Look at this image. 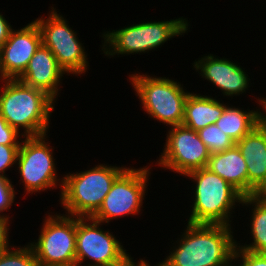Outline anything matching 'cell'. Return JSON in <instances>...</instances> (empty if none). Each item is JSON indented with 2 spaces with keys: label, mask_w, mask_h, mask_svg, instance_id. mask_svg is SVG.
Listing matches in <instances>:
<instances>
[{
  "label": "cell",
  "mask_w": 266,
  "mask_h": 266,
  "mask_svg": "<svg viewBox=\"0 0 266 266\" xmlns=\"http://www.w3.org/2000/svg\"><path fill=\"white\" fill-rule=\"evenodd\" d=\"M186 227L162 260L164 266H221L234 257L237 240L232 227L189 222Z\"/></svg>",
  "instance_id": "cell-1"
},
{
  "label": "cell",
  "mask_w": 266,
  "mask_h": 266,
  "mask_svg": "<svg viewBox=\"0 0 266 266\" xmlns=\"http://www.w3.org/2000/svg\"><path fill=\"white\" fill-rule=\"evenodd\" d=\"M0 114L23 137L47 134L55 100L18 79L0 80ZM4 82V83H3ZM21 130V132H20Z\"/></svg>",
  "instance_id": "cell-2"
},
{
  "label": "cell",
  "mask_w": 266,
  "mask_h": 266,
  "mask_svg": "<svg viewBox=\"0 0 266 266\" xmlns=\"http://www.w3.org/2000/svg\"><path fill=\"white\" fill-rule=\"evenodd\" d=\"M194 183L191 214L187 222L193 224H220L231 227L232 209L241 204L243 196L219 175L206 167L186 175ZM237 203H239L237 205Z\"/></svg>",
  "instance_id": "cell-3"
},
{
  "label": "cell",
  "mask_w": 266,
  "mask_h": 266,
  "mask_svg": "<svg viewBox=\"0 0 266 266\" xmlns=\"http://www.w3.org/2000/svg\"><path fill=\"white\" fill-rule=\"evenodd\" d=\"M122 166L100 163L86 171L63 175L59 202L65 214L92 217L103 204L116 178L127 168Z\"/></svg>",
  "instance_id": "cell-4"
},
{
  "label": "cell",
  "mask_w": 266,
  "mask_h": 266,
  "mask_svg": "<svg viewBox=\"0 0 266 266\" xmlns=\"http://www.w3.org/2000/svg\"><path fill=\"white\" fill-rule=\"evenodd\" d=\"M187 18H177L164 21H148L132 24L118 30L104 31L101 35V50L105 56L130 55L146 53L160 48L171 38L188 33ZM160 46V47H159Z\"/></svg>",
  "instance_id": "cell-5"
},
{
  "label": "cell",
  "mask_w": 266,
  "mask_h": 266,
  "mask_svg": "<svg viewBox=\"0 0 266 266\" xmlns=\"http://www.w3.org/2000/svg\"><path fill=\"white\" fill-rule=\"evenodd\" d=\"M143 110L169 127L181 125L184 118V105L190 91H185L179 82L169 77L149 76L146 73L129 75Z\"/></svg>",
  "instance_id": "cell-6"
},
{
  "label": "cell",
  "mask_w": 266,
  "mask_h": 266,
  "mask_svg": "<svg viewBox=\"0 0 266 266\" xmlns=\"http://www.w3.org/2000/svg\"><path fill=\"white\" fill-rule=\"evenodd\" d=\"M51 9L48 17L41 16L34 20L40 30L42 45L52 52L66 75L81 76L89 68L83 43L63 15L53 7Z\"/></svg>",
  "instance_id": "cell-7"
},
{
  "label": "cell",
  "mask_w": 266,
  "mask_h": 266,
  "mask_svg": "<svg viewBox=\"0 0 266 266\" xmlns=\"http://www.w3.org/2000/svg\"><path fill=\"white\" fill-rule=\"evenodd\" d=\"M47 135L23 137L21 141L16 166L28 195L57 186L62 189L63 176L61 179L57 178L53 148L46 142L49 140L46 139L49 137Z\"/></svg>",
  "instance_id": "cell-8"
},
{
  "label": "cell",
  "mask_w": 266,
  "mask_h": 266,
  "mask_svg": "<svg viewBox=\"0 0 266 266\" xmlns=\"http://www.w3.org/2000/svg\"><path fill=\"white\" fill-rule=\"evenodd\" d=\"M44 218L37 242L28 243L38 266H76V216L48 213Z\"/></svg>",
  "instance_id": "cell-9"
},
{
  "label": "cell",
  "mask_w": 266,
  "mask_h": 266,
  "mask_svg": "<svg viewBox=\"0 0 266 266\" xmlns=\"http://www.w3.org/2000/svg\"><path fill=\"white\" fill-rule=\"evenodd\" d=\"M145 167V168H144ZM149 166L127 167L114 181L99 210L92 216L96 221L109 223L113 219L141 214L143 200L151 176Z\"/></svg>",
  "instance_id": "cell-10"
},
{
  "label": "cell",
  "mask_w": 266,
  "mask_h": 266,
  "mask_svg": "<svg viewBox=\"0 0 266 266\" xmlns=\"http://www.w3.org/2000/svg\"><path fill=\"white\" fill-rule=\"evenodd\" d=\"M102 222L92 217H76V266H108L121 263L128 255L122 243ZM90 260L86 265L84 261Z\"/></svg>",
  "instance_id": "cell-11"
},
{
  "label": "cell",
  "mask_w": 266,
  "mask_h": 266,
  "mask_svg": "<svg viewBox=\"0 0 266 266\" xmlns=\"http://www.w3.org/2000/svg\"><path fill=\"white\" fill-rule=\"evenodd\" d=\"M167 133L163 152L155 164L180 176L207 166L210 152L197 131L181 124L170 127Z\"/></svg>",
  "instance_id": "cell-12"
},
{
  "label": "cell",
  "mask_w": 266,
  "mask_h": 266,
  "mask_svg": "<svg viewBox=\"0 0 266 266\" xmlns=\"http://www.w3.org/2000/svg\"><path fill=\"white\" fill-rule=\"evenodd\" d=\"M41 45L40 30L34 21L21 29H13L0 48V80L18 79Z\"/></svg>",
  "instance_id": "cell-13"
},
{
  "label": "cell",
  "mask_w": 266,
  "mask_h": 266,
  "mask_svg": "<svg viewBox=\"0 0 266 266\" xmlns=\"http://www.w3.org/2000/svg\"><path fill=\"white\" fill-rule=\"evenodd\" d=\"M233 62L208 54L203 55L198 61L195 60L193 68L200 76L215 85L224 96H239L249 90L250 78L245 68Z\"/></svg>",
  "instance_id": "cell-14"
},
{
  "label": "cell",
  "mask_w": 266,
  "mask_h": 266,
  "mask_svg": "<svg viewBox=\"0 0 266 266\" xmlns=\"http://www.w3.org/2000/svg\"><path fill=\"white\" fill-rule=\"evenodd\" d=\"M63 75L65 71L58 65L55 56L47 47L41 45L18 80L44 91L56 101Z\"/></svg>",
  "instance_id": "cell-15"
},
{
  "label": "cell",
  "mask_w": 266,
  "mask_h": 266,
  "mask_svg": "<svg viewBox=\"0 0 266 266\" xmlns=\"http://www.w3.org/2000/svg\"><path fill=\"white\" fill-rule=\"evenodd\" d=\"M235 145L247 164L248 196L255 195L266 182V126L260 122Z\"/></svg>",
  "instance_id": "cell-16"
},
{
  "label": "cell",
  "mask_w": 266,
  "mask_h": 266,
  "mask_svg": "<svg viewBox=\"0 0 266 266\" xmlns=\"http://www.w3.org/2000/svg\"><path fill=\"white\" fill-rule=\"evenodd\" d=\"M206 168L228 182L243 197L248 196L247 164L236 145L210 154Z\"/></svg>",
  "instance_id": "cell-17"
},
{
  "label": "cell",
  "mask_w": 266,
  "mask_h": 266,
  "mask_svg": "<svg viewBox=\"0 0 266 266\" xmlns=\"http://www.w3.org/2000/svg\"><path fill=\"white\" fill-rule=\"evenodd\" d=\"M226 107V104L211 96L189 93L184 105L182 125L199 131L208 125L215 124Z\"/></svg>",
  "instance_id": "cell-18"
},
{
  "label": "cell",
  "mask_w": 266,
  "mask_h": 266,
  "mask_svg": "<svg viewBox=\"0 0 266 266\" xmlns=\"http://www.w3.org/2000/svg\"><path fill=\"white\" fill-rule=\"evenodd\" d=\"M259 110V111H258ZM261 122V107L256 110H243L232 105L224 109L223 114L215 124L227 134L235 143L248 134Z\"/></svg>",
  "instance_id": "cell-19"
},
{
  "label": "cell",
  "mask_w": 266,
  "mask_h": 266,
  "mask_svg": "<svg viewBox=\"0 0 266 266\" xmlns=\"http://www.w3.org/2000/svg\"><path fill=\"white\" fill-rule=\"evenodd\" d=\"M241 205L248 208L252 206L251 224L249 225H251L250 234L253 241L244 245L237 242V248L255 253H266V203L257 196L251 195L243 197Z\"/></svg>",
  "instance_id": "cell-20"
},
{
  "label": "cell",
  "mask_w": 266,
  "mask_h": 266,
  "mask_svg": "<svg viewBox=\"0 0 266 266\" xmlns=\"http://www.w3.org/2000/svg\"><path fill=\"white\" fill-rule=\"evenodd\" d=\"M197 132L210 154L223 152L235 145V142L216 124L208 125Z\"/></svg>",
  "instance_id": "cell-21"
},
{
  "label": "cell",
  "mask_w": 266,
  "mask_h": 266,
  "mask_svg": "<svg viewBox=\"0 0 266 266\" xmlns=\"http://www.w3.org/2000/svg\"><path fill=\"white\" fill-rule=\"evenodd\" d=\"M17 248V249H16ZM0 266H38L32 247L12 246L0 252Z\"/></svg>",
  "instance_id": "cell-22"
},
{
  "label": "cell",
  "mask_w": 266,
  "mask_h": 266,
  "mask_svg": "<svg viewBox=\"0 0 266 266\" xmlns=\"http://www.w3.org/2000/svg\"><path fill=\"white\" fill-rule=\"evenodd\" d=\"M20 145H2L0 144V176L9 179L6 171L17 162V156Z\"/></svg>",
  "instance_id": "cell-23"
},
{
  "label": "cell",
  "mask_w": 266,
  "mask_h": 266,
  "mask_svg": "<svg viewBox=\"0 0 266 266\" xmlns=\"http://www.w3.org/2000/svg\"><path fill=\"white\" fill-rule=\"evenodd\" d=\"M13 186L11 179L0 176V215L4 211H9L15 201L17 193Z\"/></svg>",
  "instance_id": "cell-24"
},
{
  "label": "cell",
  "mask_w": 266,
  "mask_h": 266,
  "mask_svg": "<svg viewBox=\"0 0 266 266\" xmlns=\"http://www.w3.org/2000/svg\"><path fill=\"white\" fill-rule=\"evenodd\" d=\"M234 256L240 266H266V253H255L236 247Z\"/></svg>",
  "instance_id": "cell-25"
},
{
  "label": "cell",
  "mask_w": 266,
  "mask_h": 266,
  "mask_svg": "<svg viewBox=\"0 0 266 266\" xmlns=\"http://www.w3.org/2000/svg\"><path fill=\"white\" fill-rule=\"evenodd\" d=\"M22 137V133H19L14 127H11L0 114V144L21 145Z\"/></svg>",
  "instance_id": "cell-26"
},
{
  "label": "cell",
  "mask_w": 266,
  "mask_h": 266,
  "mask_svg": "<svg viewBox=\"0 0 266 266\" xmlns=\"http://www.w3.org/2000/svg\"><path fill=\"white\" fill-rule=\"evenodd\" d=\"M10 221V217L6 215V213L0 215V252L13 246L9 243L10 240L8 235V233H10Z\"/></svg>",
  "instance_id": "cell-27"
},
{
  "label": "cell",
  "mask_w": 266,
  "mask_h": 266,
  "mask_svg": "<svg viewBox=\"0 0 266 266\" xmlns=\"http://www.w3.org/2000/svg\"><path fill=\"white\" fill-rule=\"evenodd\" d=\"M13 30L12 25L6 20L2 13H0V48L6 42Z\"/></svg>",
  "instance_id": "cell-28"
},
{
  "label": "cell",
  "mask_w": 266,
  "mask_h": 266,
  "mask_svg": "<svg viewBox=\"0 0 266 266\" xmlns=\"http://www.w3.org/2000/svg\"><path fill=\"white\" fill-rule=\"evenodd\" d=\"M259 106L262 107L263 111L261 112V122L266 126V98H256ZM259 100V101H258Z\"/></svg>",
  "instance_id": "cell-29"
},
{
  "label": "cell",
  "mask_w": 266,
  "mask_h": 266,
  "mask_svg": "<svg viewBox=\"0 0 266 266\" xmlns=\"http://www.w3.org/2000/svg\"><path fill=\"white\" fill-rule=\"evenodd\" d=\"M255 196H257L261 201L266 203V182L256 192Z\"/></svg>",
  "instance_id": "cell-30"
},
{
  "label": "cell",
  "mask_w": 266,
  "mask_h": 266,
  "mask_svg": "<svg viewBox=\"0 0 266 266\" xmlns=\"http://www.w3.org/2000/svg\"><path fill=\"white\" fill-rule=\"evenodd\" d=\"M140 261L138 262H135L136 260H133L131 263H130V266H151L149 264V261L147 260H143V259H139ZM154 266H164L161 262L157 263L156 265Z\"/></svg>",
  "instance_id": "cell-31"
},
{
  "label": "cell",
  "mask_w": 266,
  "mask_h": 266,
  "mask_svg": "<svg viewBox=\"0 0 266 266\" xmlns=\"http://www.w3.org/2000/svg\"><path fill=\"white\" fill-rule=\"evenodd\" d=\"M133 261L131 255H128L121 263L108 265V266H130V263Z\"/></svg>",
  "instance_id": "cell-32"
},
{
  "label": "cell",
  "mask_w": 266,
  "mask_h": 266,
  "mask_svg": "<svg viewBox=\"0 0 266 266\" xmlns=\"http://www.w3.org/2000/svg\"><path fill=\"white\" fill-rule=\"evenodd\" d=\"M232 262H234V263H232ZM235 262H237V259H236V257L234 256L232 259H230L228 262L224 263V264L221 265V266H240V265L238 264V262H237L236 265H235Z\"/></svg>",
  "instance_id": "cell-33"
}]
</instances>
